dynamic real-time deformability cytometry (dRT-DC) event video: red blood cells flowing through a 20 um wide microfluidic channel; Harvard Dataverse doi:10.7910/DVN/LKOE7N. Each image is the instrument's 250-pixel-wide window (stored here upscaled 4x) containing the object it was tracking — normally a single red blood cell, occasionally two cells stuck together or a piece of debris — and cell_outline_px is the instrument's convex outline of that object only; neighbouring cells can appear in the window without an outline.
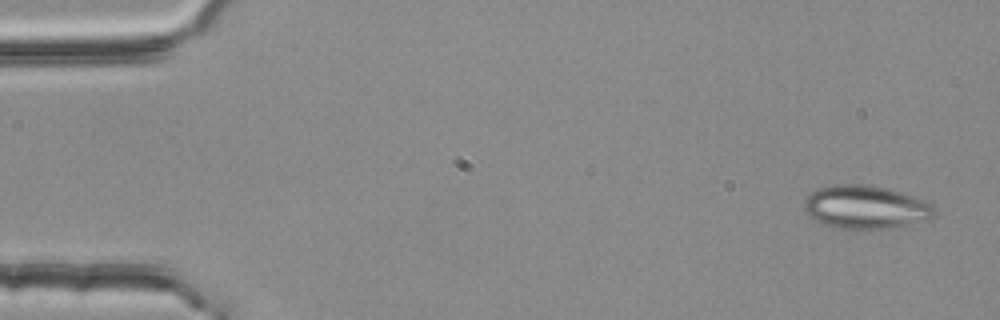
{"species": "common noctule bat (a hibernating species)", "species_latin": "Nyctalus noctula", "temperature_condition": "room temperature", "stored_images_in_passage": 4, "camera_frame_rate_fps": 3000, "um_per_image_px": 0.085, "animal": {"sex": "female", "body_mass_g": 25.1}, "frame": {"image": 1, "passage_image": 1, "time_ms": 0.0, "image_size_px": [1000, 320], "cell_outline_px": [[936, 216], [932, 220], [892, 228], [840, 228], [824, 224], [808, 216], [804, 208], [804, 200], [816, 188], [836, 184], [868, 184], [888, 188], [916, 196], [932, 204], [936, 208]], "centroid_in_image_um": [73.65, 17.59], "position_along_channel_um": 11.4, "area_um2": 33.35}}